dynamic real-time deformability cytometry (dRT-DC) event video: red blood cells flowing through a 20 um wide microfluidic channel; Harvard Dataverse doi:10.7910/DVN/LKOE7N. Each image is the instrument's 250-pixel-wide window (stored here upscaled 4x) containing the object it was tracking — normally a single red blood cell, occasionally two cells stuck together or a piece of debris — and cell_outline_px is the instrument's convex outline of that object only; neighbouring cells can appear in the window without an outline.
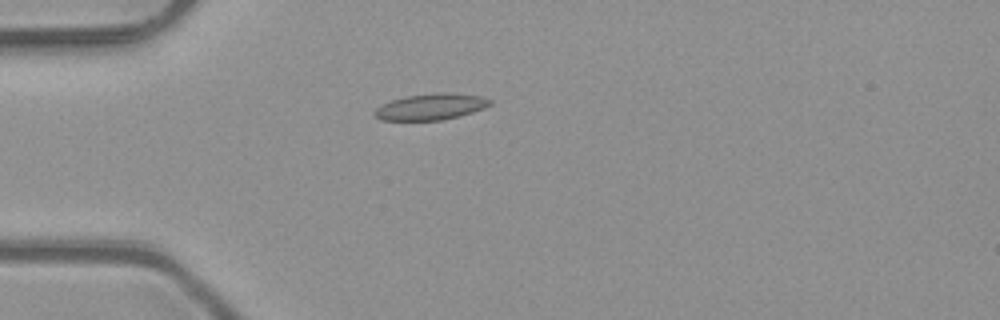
{"species": "common noctule bat (a hibernating species)", "species_latin": "Nyctalus noctula", "temperature_condition": "room temperature", "stored_images_in_passage": 33, "camera_frame_rate_fps": 3000, "um_per_image_px": 0.085, "animal": {"sex": "male", "body_mass_g": 23.1, "forearm_length_mm": 52.7}, "frame": {"image": 1, "passage_image": 1, "time_ms": 0.0, "image_size_px": [1000, 320], "cell_outline_px": [[492, 104], [484, 108], [460, 116], [440, 120], [380, 120], [372, 116], [372, 112], [376, 108], [392, 100], [408, 96], [436, 92], [452, 92], [480, 96], [492, 100]], "centroid_in_image_um": [36.62, 9.07], "position_along_channel_um": 48.4, "area_um2": 17.74}}
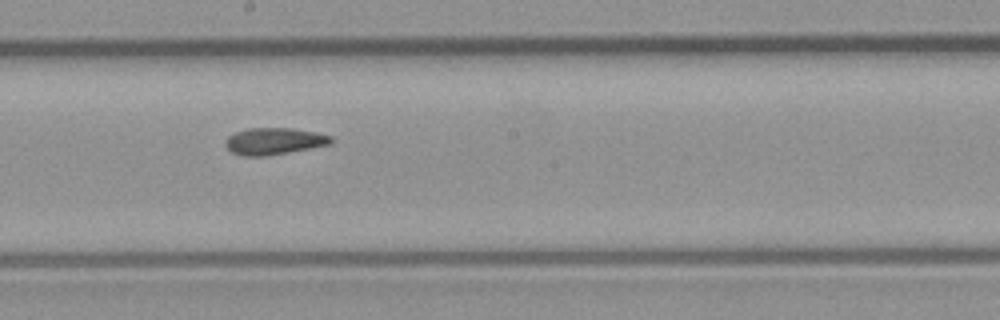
{"frame": {"image": 2, "passage_image": 15, "time_ms": 4.667, "image_size_px": [1000, 320], "cell_outline_px": [[332, 144], [288, 152], [264, 156], [244, 156], [232, 152], [224, 144], [228, 136], [236, 132], [248, 128], [292, 128], [316, 132], [332, 136]], "centroid_in_image_um": [23.3, 11.99], "position_along_channel_um": 224.9, "area_um2": 16.42}}
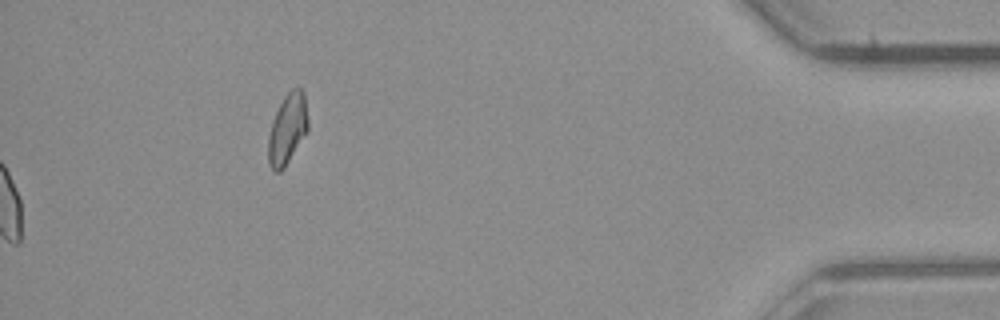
{"frame": {"image": 3, "passage_image": 33, "time_ms": 10.667, "image_size_px": [1000, 320], "cell_outline_px": [[308, 132], [284, 168], [280, 172], [272, 172], [268, 164], [268, 136], [276, 112], [284, 96], [292, 88], [300, 88], [304, 92], [308, 120]], "centroid_in_image_um": [24.44, 11.0], "position_along_channel_um": 410.8, "area_um2": 16.47}, "authors_computed_cell_mechanics": {"area_um2": 16.5308, "velocity_mm_per_s": 4.0921, "shape_relaxation_time_tau1_ms": null, "shape_relaxation_time_tau2_ms": 5.9397, "deformation_change_tau1": null, "deformation_change_tau2": 0.1195}}